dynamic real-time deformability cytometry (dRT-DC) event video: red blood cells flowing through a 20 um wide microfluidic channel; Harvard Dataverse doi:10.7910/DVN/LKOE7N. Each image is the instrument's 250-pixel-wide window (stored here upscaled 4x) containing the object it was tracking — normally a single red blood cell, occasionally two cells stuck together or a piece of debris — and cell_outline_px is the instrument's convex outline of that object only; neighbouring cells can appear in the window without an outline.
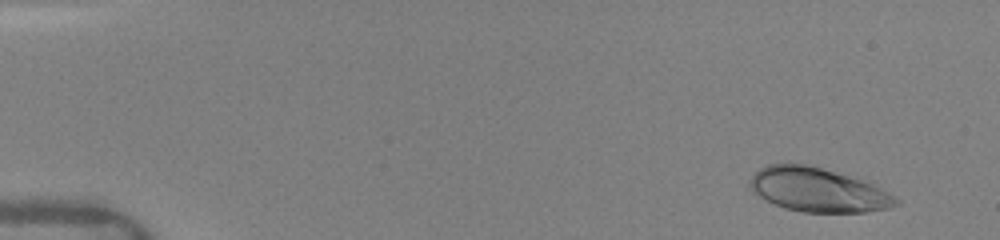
{"species": "human", "species_latin": "Homo sapiens", "temperature_condition": "warm", "stored_images_in_passage": 34, "camera_frame_rate_fps": 3000, "um_per_image_px": 0.085, "donor": {"sex": "female"}, "frame": {"image": 1, "passage_image": 2, "time_ms": 0.667, "image_size_px": [1000, 240], "cell_outline_px": [[900, 204], [888, 208], [864, 212], [804, 212], [784, 208], [752, 192], [748, 188], [748, 180], [760, 168], [768, 164], [804, 164], [820, 168], [860, 180], [872, 184], [880, 188], [900, 200]], "centroid_in_image_um": [69.48, 16.15], "position_along_channel_um": 15.5, "area_um2": 36.88}}
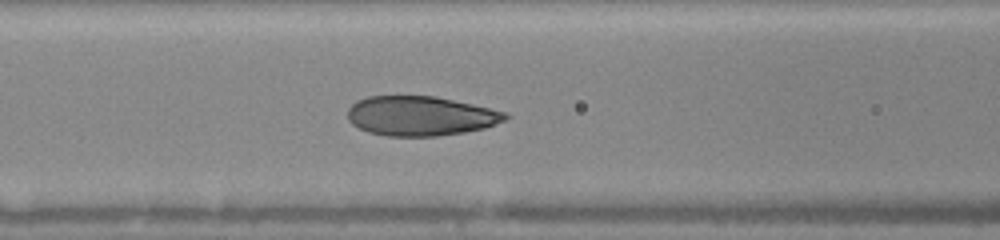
{"frame": {"image": 2, "passage_image": 23, "time_ms": 6.667, "image_size_px": [1000, 240], "cell_outline_px": [[512, 116], [496, 124], [484, 128], [464, 132], [436, 136], [384, 136], [368, 132], [352, 124], [348, 120], [348, 108], [356, 100], [368, 96], [436, 96], [508, 112]], "centroid_in_image_um": [35.75, 9.85], "position_along_channel_um": 130.9, "area_um2": 36.53}}
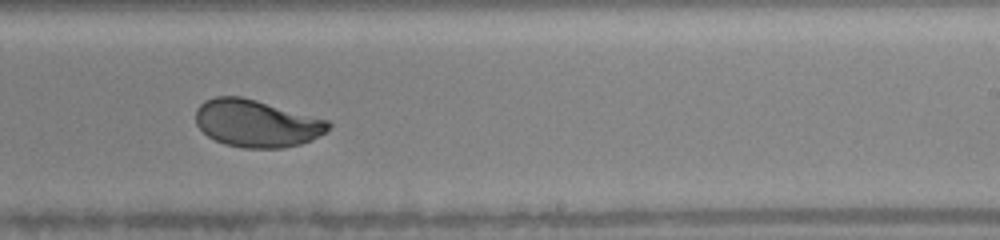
{"frame": {"image": 3, "passage_image": 33, "time_ms": 10.0, "image_size_px": [1000, 240], "cell_outline_px": [[332, 124], [324, 132], [312, 140], [300, 144], [284, 148], [244, 148], [224, 144], [208, 136], [196, 124], [196, 108], [204, 100], [216, 96], [240, 96], [256, 100], [328, 120]], "centroid_in_image_um": [21.79, 10.49], "position_along_channel_um": 267.2, "area_um2": 36.47}}